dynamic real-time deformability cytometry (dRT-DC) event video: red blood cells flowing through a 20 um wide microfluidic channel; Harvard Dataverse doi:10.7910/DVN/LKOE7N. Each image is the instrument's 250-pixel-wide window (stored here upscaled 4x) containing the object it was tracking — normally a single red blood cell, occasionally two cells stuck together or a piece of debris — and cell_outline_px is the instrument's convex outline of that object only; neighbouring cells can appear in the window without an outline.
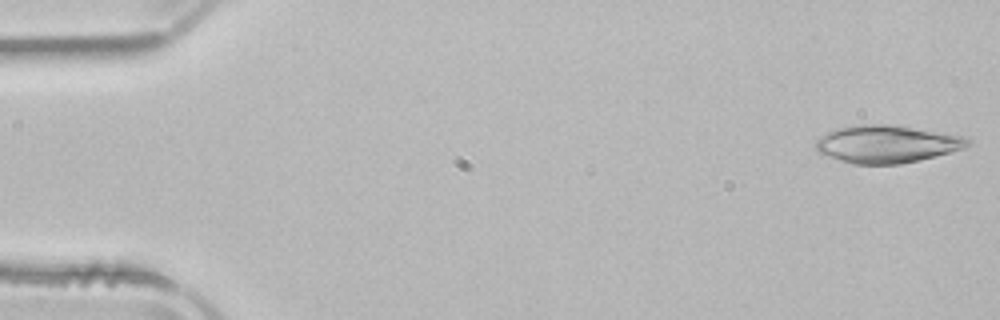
{"species": "common noctule bat (a hibernating species)", "species_latin": "Nyctalus noctula", "temperature_condition": "room temperature", "stored_images_in_passage": 50, "camera_frame_rate_fps": 3000, "um_per_image_px": 0.085, "animal": {"sex": "male", "body_mass_g": 21.5, "forearm_length_mm": 52.0}, "frame": {"image": 1, "passage_image": 1, "time_ms": 0.0, "image_size_px": [1000, 320], "cell_outline_px": [[972, 144], [964, 148], [936, 156], [920, 160], [900, 164], [852, 164], [816, 152], [816, 140], [820, 136], [828, 132], [840, 128], [864, 124], [896, 124], [968, 136], [972, 140]], "centroid_in_image_um": [75.46, 12.23], "position_along_channel_um": 9.5, "area_um2": 33.7}}
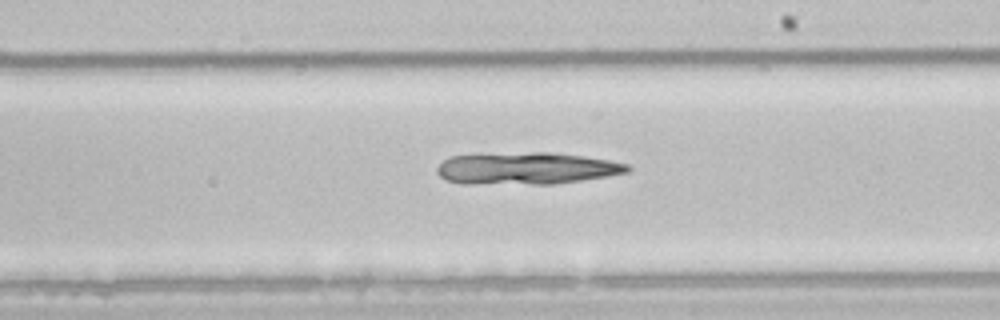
{"frame": {"image": 2, "passage_image": 29, "time_ms": 9.333, "image_size_px": [1000, 320], "cell_outline_px": [[632, 168], [628, 172], [608, 176], [556, 184], [464, 184], [448, 180], [440, 176], [436, 172], [436, 168], [448, 156], [532, 152], [552, 152], [584, 156], [608, 160], [628, 164]], "centroid_in_image_um": [44.76, 14.32], "position_along_channel_um": 244.2, "area_um2": 35.66}}
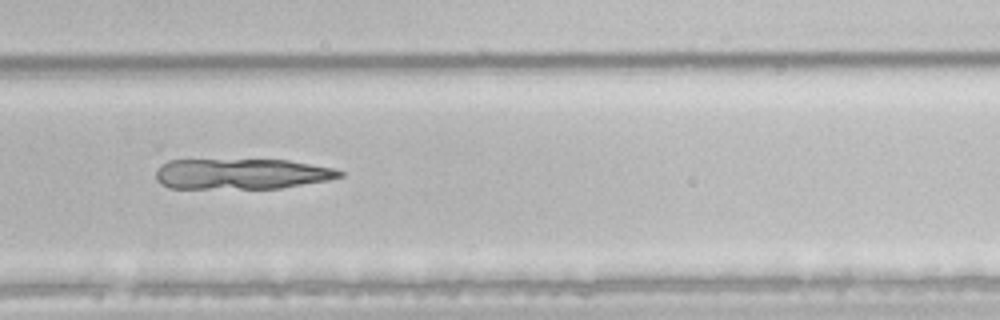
{"frame": {"image": 3, "passage_image": 34, "time_ms": 11.0, "image_size_px": [1000, 320], "cell_outline_px": [[344, 176], [328, 180], [280, 188], [168, 188], [156, 180], [156, 172], [168, 160], [288, 160], [336, 168], [344, 172]], "centroid_in_image_um": [20.58, 14.78], "position_along_channel_um": 309.2, "area_um2": 32.66}}